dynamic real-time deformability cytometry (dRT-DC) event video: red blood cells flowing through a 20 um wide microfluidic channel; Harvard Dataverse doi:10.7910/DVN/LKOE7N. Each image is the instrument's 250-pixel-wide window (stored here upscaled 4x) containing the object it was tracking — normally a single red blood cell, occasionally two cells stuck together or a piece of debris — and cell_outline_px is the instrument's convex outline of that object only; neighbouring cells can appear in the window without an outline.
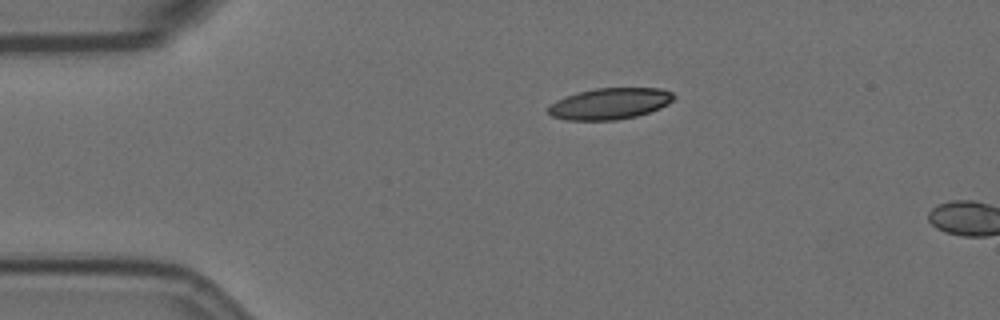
{"species": "Egyptian fruit bat (a non-hibernating species)", "species_latin": "Rousettus aegyptiacus", "temperature_condition": "room temperature", "stored_images_in_passage": 3, "camera_frame_rate_fps": 3000, "um_per_image_px": 0.085, "animal": {"sex": "female"}, "frame": {"image": 1, "passage_image": 1, "time_ms": 0.0, "image_size_px": [1000, 320], "cell_outline_px": [[676, 96], [668, 104], [660, 108], [636, 116], [616, 120], [564, 120], [552, 116], [548, 112], [548, 108], [556, 100], [564, 96], [596, 88], [660, 88], [672, 92]], "centroid_in_image_um": [51.84, 8.81], "position_along_channel_um": 33.2, "area_um2": 22.83}}